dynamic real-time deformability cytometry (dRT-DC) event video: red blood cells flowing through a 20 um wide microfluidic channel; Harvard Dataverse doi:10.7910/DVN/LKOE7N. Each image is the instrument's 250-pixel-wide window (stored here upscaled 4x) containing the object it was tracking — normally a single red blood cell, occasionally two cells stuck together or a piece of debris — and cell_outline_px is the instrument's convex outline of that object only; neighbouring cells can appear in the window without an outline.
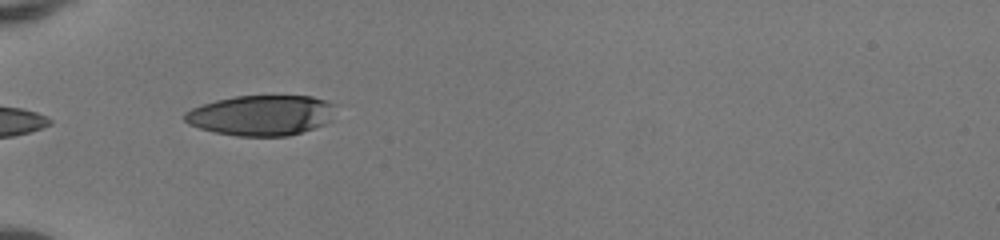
{"species": "human", "species_latin": "Homo sapiens", "temperature_condition": "room temperature", "stored_images_in_passage": 4, "camera_frame_rate_fps": 3000, "um_per_image_px": 0.085, "donor": {"sex": "female"}, "frame": {"image": 1, "passage_image": 1, "time_ms": 0.0, "image_size_px": [1000, 240], "cell_outline_px": [[336, 104], [332, 120], [324, 124], [288, 136], [236, 136], [216, 132], [200, 128], [188, 124], [184, 120], [184, 112], [192, 108], [216, 100], [236, 96], [312, 96]], "centroid_in_image_um": [22.22, 9.8], "position_along_channel_um": 62.8, "area_um2": 35.43}}